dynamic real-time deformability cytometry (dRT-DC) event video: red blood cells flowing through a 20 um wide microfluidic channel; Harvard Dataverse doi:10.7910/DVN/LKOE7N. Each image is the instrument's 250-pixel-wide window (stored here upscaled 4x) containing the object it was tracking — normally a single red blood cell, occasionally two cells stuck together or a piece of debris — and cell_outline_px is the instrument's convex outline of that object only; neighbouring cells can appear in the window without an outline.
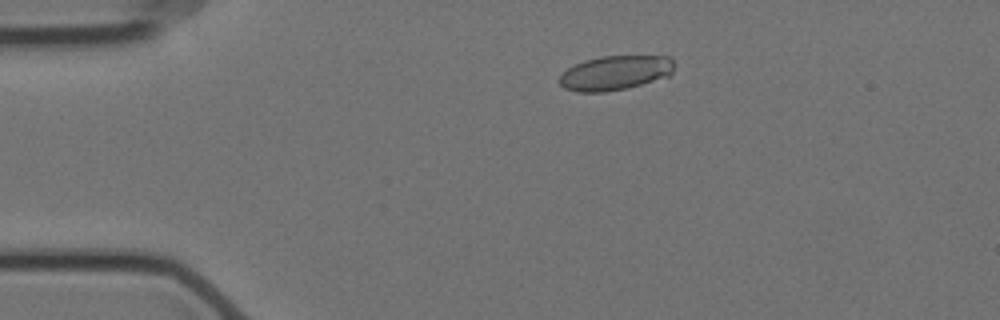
{"species": "Egyptian fruit bat (a non-hibernating species)", "species_latin": "Rousettus aegyptiacus", "temperature_condition": "cold", "stored_images_in_passage": 57, "camera_frame_rate_fps": 3000, "um_per_image_px": 0.085, "animal": {"sex": "female"}, "frame": {"image": 1, "passage_image": 11, "time_ms": 3.333, "image_size_px": [1000, 320], "cell_outline_px": [[672, 72], [668, 76], [640, 84], [624, 88], [604, 92], [576, 92], [564, 88], [556, 80], [568, 68], [584, 60], [600, 56], [672, 56]], "centroid_in_image_um": [52.24, 6.19], "position_along_channel_um": 32.8, "area_um2": 22.89}}
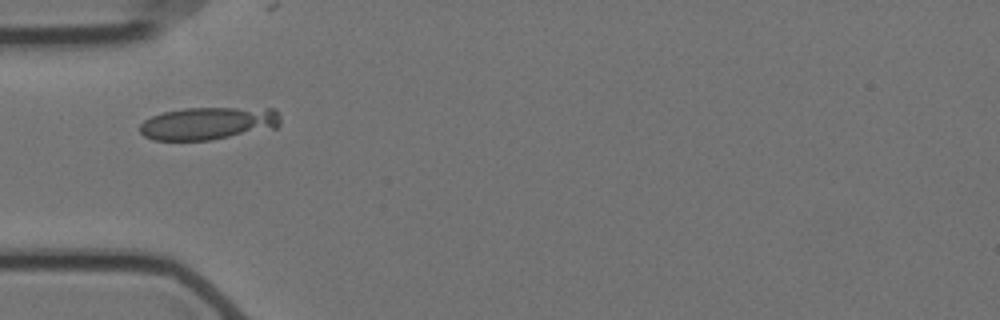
{"frame": {"image": 2, "passage_image": 18, "time_ms": 5.667, "image_size_px": [1000, 320], "cell_outline_px": [[280, 124], [276, 128], [212, 140], [152, 140], [144, 136], [140, 132], [140, 124], [144, 120], [152, 116], [164, 112], [184, 108], [276, 108], [280, 116]], "centroid_in_image_um": [17.73, 10.48], "position_along_channel_um": 67.3, "area_um2": 26.99}}
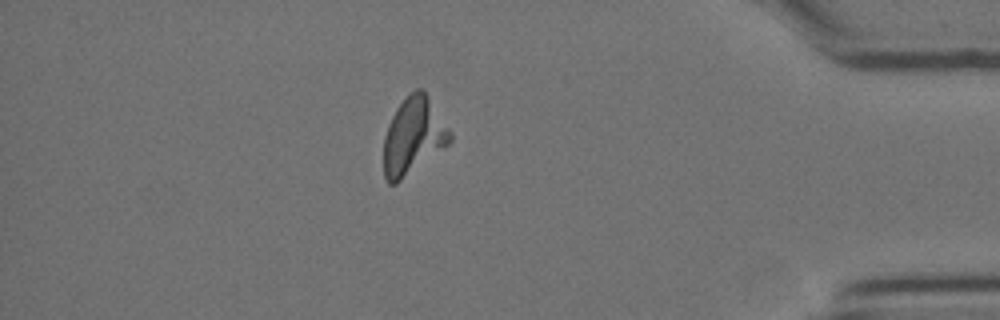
{"frame": {"image": 3, "passage_image": 50, "time_ms": 16.333, "image_size_px": [1000, 320], "cell_outline_px": [[452, 140], [448, 144], [396, 184], [388, 184], [384, 176], [384, 136], [388, 124], [396, 108], [408, 92], [416, 88], [420, 88], [428, 96], [452, 132]], "centroid_in_image_um": [35.12, 11.55], "position_along_channel_um": 400.1, "area_um2": 29.59}}